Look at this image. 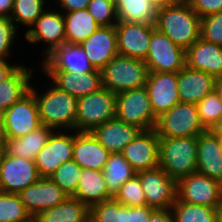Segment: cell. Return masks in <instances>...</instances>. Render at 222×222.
Returning <instances> with one entry per match:
<instances>
[{"label":"cell","mask_w":222,"mask_h":222,"mask_svg":"<svg viewBox=\"0 0 222 222\" xmlns=\"http://www.w3.org/2000/svg\"><path fill=\"white\" fill-rule=\"evenodd\" d=\"M217 79L187 65L177 72V89L180 103L197 104L216 88Z\"/></svg>","instance_id":"cell-20"},{"label":"cell","mask_w":222,"mask_h":222,"mask_svg":"<svg viewBox=\"0 0 222 222\" xmlns=\"http://www.w3.org/2000/svg\"><path fill=\"white\" fill-rule=\"evenodd\" d=\"M155 130L159 138L198 136L207 130L202 125L197 105L178 103L157 119Z\"/></svg>","instance_id":"cell-6"},{"label":"cell","mask_w":222,"mask_h":222,"mask_svg":"<svg viewBox=\"0 0 222 222\" xmlns=\"http://www.w3.org/2000/svg\"><path fill=\"white\" fill-rule=\"evenodd\" d=\"M116 118L141 130L155 129L158 118L145 86L116 94Z\"/></svg>","instance_id":"cell-7"},{"label":"cell","mask_w":222,"mask_h":222,"mask_svg":"<svg viewBox=\"0 0 222 222\" xmlns=\"http://www.w3.org/2000/svg\"><path fill=\"white\" fill-rule=\"evenodd\" d=\"M102 86L120 93L146 86L148 68L144 60L117 55L101 70Z\"/></svg>","instance_id":"cell-4"},{"label":"cell","mask_w":222,"mask_h":222,"mask_svg":"<svg viewBox=\"0 0 222 222\" xmlns=\"http://www.w3.org/2000/svg\"><path fill=\"white\" fill-rule=\"evenodd\" d=\"M20 65H10L9 61H0V83L10 76Z\"/></svg>","instance_id":"cell-48"},{"label":"cell","mask_w":222,"mask_h":222,"mask_svg":"<svg viewBox=\"0 0 222 222\" xmlns=\"http://www.w3.org/2000/svg\"><path fill=\"white\" fill-rule=\"evenodd\" d=\"M116 118V94L105 87L78 99L75 130L92 132L101 124Z\"/></svg>","instance_id":"cell-5"},{"label":"cell","mask_w":222,"mask_h":222,"mask_svg":"<svg viewBox=\"0 0 222 222\" xmlns=\"http://www.w3.org/2000/svg\"><path fill=\"white\" fill-rule=\"evenodd\" d=\"M109 194L114 198L121 186L131 179L136 172L121 153H110L103 168Z\"/></svg>","instance_id":"cell-32"},{"label":"cell","mask_w":222,"mask_h":222,"mask_svg":"<svg viewBox=\"0 0 222 222\" xmlns=\"http://www.w3.org/2000/svg\"><path fill=\"white\" fill-rule=\"evenodd\" d=\"M109 154L91 132L74 134L73 160L81 168L103 171Z\"/></svg>","instance_id":"cell-25"},{"label":"cell","mask_w":222,"mask_h":222,"mask_svg":"<svg viewBox=\"0 0 222 222\" xmlns=\"http://www.w3.org/2000/svg\"><path fill=\"white\" fill-rule=\"evenodd\" d=\"M60 90L76 99L99 90L102 86L101 71L95 69L87 73L73 74L64 70H43Z\"/></svg>","instance_id":"cell-21"},{"label":"cell","mask_w":222,"mask_h":222,"mask_svg":"<svg viewBox=\"0 0 222 222\" xmlns=\"http://www.w3.org/2000/svg\"><path fill=\"white\" fill-rule=\"evenodd\" d=\"M18 194L33 219L42 211L61 204L68 197L50 177H41Z\"/></svg>","instance_id":"cell-17"},{"label":"cell","mask_w":222,"mask_h":222,"mask_svg":"<svg viewBox=\"0 0 222 222\" xmlns=\"http://www.w3.org/2000/svg\"><path fill=\"white\" fill-rule=\"evenodd\" d=\"M200 121L206 130H212L222 116V102L216 90L197 104Z\"/></svg>","instance_id":"cell-39"},{"label":"cell","mask_w":222,"mask_h":222,"mask_svg":"<svg viewBox=\"0 0 222 222\" xmlns=\"http://www.w3.org/2000/svg\"><path fill=\"white\" fill-rule=\"evenodd\" d=\"M58 1V0H57ZM59 6L67 12L87 9L90 0H59Z\"/></svg>","instance_id":"cell-46"},{"label":"cell","mask_w":222,"mask_h":222,"mask_svg":"<svg viewBox=\"0 0 222 222\" xmlns=\"http://www.w3.org/2000/svg\"><path fill=\"white\" fill-rule=\"evenodd\" d=\"M187 2L200 18L222 12V0H187Z\"/></svg>","instance_id":"cell-44"},{"label":"cell","mask_w":222,"mask_h":222,"mask_svg":"<svg viewBox=\"0 0 222 222\" xmlns=\"http://www.w3.org/2000/svg\"><path fill=\"white\" fill-rule=\"evenodd\" d=\"M40 178L35 160L3 153L0 160V192L18 194Z\"/></svg>","instance_id":"cell-11"},{"label":"cell","mask_w":222,"mask_h":222,"mask_svg":"<svg viewBox=\"0 0 222 222\" xmlns=\"http://www.w3.org/2000/svg\"><path fill=\"white\" fill-rule=\"evenodd\" d=\"M31 27L26 30L25 39L33 44L46 42L48 44L44 51L46 57L66 43L65 20L59 11L46 9Z\"/></svg>","instance_id":"cell-15"},{"label":"cell","mask_w":222,"mask_h":222,"mask_svg":"<svg viewBox=\"0 0 222 222\" xmlns=\"http://www.w3.org/2000/svg\"><path fill=\"white\" fill-rule=\"evenodd\" d=\"M40 126L38 105L31 91L4 111V137H22Z\"/></svg>","instance_id":"cell-10"},{"label":"cell","mask_w":222,"mask_h":222,"mask_svg":"<svg viewBox=\"0 0 222 222\" xmlns=\"http://www.w3.org/2000/svg\"><path fill=\"white\" fill-rule=\"evenodd\" d=\"M114 199L128 207L147 205L140 179L136 174L121 186Z\"/></svg>","instance_id":"cell-40"},{"label":"cell","mask_w":222,"mask_h":222,"mask_svg":"<svg viewBox=\"0 0 222 222\" xmlns=\"http://www.w3.org/2000/svg\"><path fill=\"white\" fill-rule=\"evenodd\" d=\"M87 10L100 26H115L118 23L116 5L112 0H90Z\"/></svg>","instance_id":"cell-41"},{"label":"cell","mask_w":222,"mask_h":222,"mask_svg":"<svg viewBox=\"0 0 222 222\" xmlns=\"http://www.w3.org/2000/svg\"><path fill=\"white\" fill-rule=\"evenodd\" d=\"M222 200V182L198 172L177 182L176 200L218 208Z\"/></svg>","instance_id":"cell-9"},{"label":"cell","mask_w":222,"mask_h":222,"mask_svg":"<svg viewBox=\"0 0 222 222\" xmlns=\"http://www.w3.org/2000/svg\"><path fill=\"white\" fill-rule=\"evenodd\" d=\"M211 131L216 135H222V116Z\"/></svg>","instance_id":"cell-51"},{"label":"cell","mask_w":222,"mask_h":222,"mask_svg":"<svg viewBox=\"0 0 222 222\" xmlns=\"http://www.w3.org/2000/svg\"><path fill=\"white\" fill-rule=\"evenodd\" d=\"M154 208L145 206L128 207L127 206V222H148Z\"/></svg>","instance_id":"cell-45"},{"label":"cell","mask_w":222,"mask_h":222,"mask_svg":"<svg viewBox=\"0 0 222 222\" xmlns=\"http://www.w3.org/2000/svg\"><path fill=\"white\" fill-rule=\"evenodd\" d=\"M197 172L222 182V138L211 130L197 136Z\"/></svg>","instance_id":"cell-22"},{"label":"cell","mask_w":222,"mask_h":222,"mask_svg":"<svg viewBox=\"0 0 222 222\" xmlns=\"http://www.w3.org/2000/svg\"><path fill=\"white\" fill-rule=\"evenodd\" d=\"M115 28L119 55L145 60L155 25L142 22L118 21Z\"/></svg>","instance_id":"cell-14"},{"label":"cell","mask_w":222,"mask_h":222,"mask_svg":"<svg viewBox=\"0 0 222 222\" xmlns=\"http://www.w3.org/2000/svg\"><path fill=\"white\" fill-rule=\"evenodd\" d=\"M0 222H34L19 194L0 192Z\"/></svg>","instance_id":"cell-35"},{"label":"cell","mask_w":222,"mask_h":222,"mask_svg":"<svg viewBox=\"0 0 222 222\" xmlns=\"http://www.w3.org/2000/svg\"><path fill=\"white\" fill-rule=\"evenodd\" d=\"M32 69L20 65L0 83V110L6 111L30 91Z\"/></svg>","instance_id":"cell-30"},{"label":"cell","mask_w":222,"mask_h":222,"mask_svg":"<svg viewBox=\"0 0 222 222\" xmlns=\"http://www.w3.org/2000/svg\"><path fill=\"white\" fill-rule=\"evenodd\" d=\"M4 126V111L0 110V133L3 132Z\"/></svg>","instance_id":"cell-55"},{"label":"cell","mask_w":222,"mask_h":222,"mask_svg":"<svg viewBox=\"0 0 222 222\" xmlns=\"http://www.w3.org/2000/svg\"><path fill=\"white\" fill-rule=\"evenodd\" d=\"M45 0H14L13 11L10 19L15 24L31 26L45 11Z\"/></svg>","instance_id":"cell-38"},{"label":"cell","mask_w":222,"mask_h":222,"mask_svg":"<svg viewBox=\"0 0 222 222\" xmlns=\"http://www.w3.org/2000/svg\"><path fill=\"white\" fill-rule=\"evenodd\" d=\"M140 131L137 126L114 118L96 127L91 133L110 153H121Z\"/></svg>","instance_id":"cell-26"},{"label":"cell","mask_w":222,"mask_h":222,"mask_svg":"<svg viewBox=\"0 0 222 222\" xmlns=\"http://www.w3.org/2000/svg\"><path fill=\"white\" fill-rule=\"evenodd\" d=\"M215 90L218 92L220 100L222 102V79H218Z\"/></svg>","instance_id":"cell-52"},{"label":"cell","mask_w":222,"mask_h":222,"mask_svg":"<svg viewBox=\"0 0 222 222\" xmlns=\"http://www.w3.org/2000/svg\"><path fill=\"white\" fill-rule=\"evenodd\" d=\"M90 208L68 196L61 204L42 211L34 222H89Z\"/></svg>","instance_id":"cell-29"},{"label":"cell","mask_w":222,"mask_h":222,"mask_svg":"<svg viewBox=\"0 0 222 222\" xmlns=\"http://www.w3.org/2000/svg\"><path fill=\"white\" fill-rule=\"evenodd\" d=\"M159 166L176 183L197 172V136L159 138Z\"/></svg>","instance_id":"cell-3"},{"label":"cell","mask_w":222,"mask_h":222,"mask_svg":"<svg viewBox=\"0 0 222 222\" xmlns=\"http://www.w3.org/2000/svg\"><path fill=\"white\" fill-rule=\"evenodd\" d=\"M63 16L67 44L79 45L100 27L87 9L67 12Z\"/></svg>","instance_id":"cell-31"},{"label":"cell","mask_w":222,"mask_h":222,"mask_svg":"<svg viewBox=\"0 0 222 222\" xmlns=\"http://www.w3.org/2000/svg\"><path fill=\"white\" fill-rule=\"evenodd\" d=\"M139 177L147 206L171 209L176 200L177 183L160 167L140 171Z\"/></svg>","instance_id":"cell-12"},{"label":"cell","mask_w":222,"mask_h":222,"mask_svg":"<svg viewBox=\"0 0 222 222\" xmlns=\"http://www.w3.org/2000/svg\"><path fill=\"white\" fill-rule=\"evenodd\" d=\"M200 38L222 46V12L201 18Z\"/></svg>","instance_id":"cell-42"},{"label":"cell","mask_w":222,"mask_h":222,"mask_svg":"<svg viewBox=\"0 0 222 222\" xmlns=\"http://www.w3.org/2000/svg\"><path fill=\"white\" fill-rule=\"evenodd\" d=\"M82 168L72 159L61 164L50 179L56 183L68 196L76 192Z\"/></svg>","instance_id":"cell-37"},{"label":"cell","mask_w":222,"mask_h":222,"mask_svg":"<svg viewBox=\"0 0 222 222\" xmlns=\"http://www.w3.org/2000/svg\"><path fill=\"white\" fill-rule=\"evenodd\" d=\"M89 222H127V206L114 198L90 207Z\"/></svg>","instance_id":"cell-36"},{"label":"cell","mask_w":222,"mask_h":222,"mask_svg":"<svg viewBox=\"0 0 222 222\" xmlns=\"http://www.w3.org/2000/svg\"><path fill=\"white\" fill-rule=\"evenodd\" d=\"M148 222H175L171 209H155Z\"/></svg>","instance_id":"cell-47"},{"label":"cell","mask_w":222,"mask_h":222,"mask_svg":"<svg viewBox=\"0 0 222 222\" xmlns=\"http://www.w3.org/2000/svg\"><path fill=\"white\" fill-rule=\"evenodd\" d=\"M72 197L80 200L89 208L113 198L107 190L103 171L87 168H82L76 192Z\"/></svg>","instance_id":"cell-28"},{"label":"cell","mask_w":222,"mask_h":222,"mask_svg":"<svg viewBox=\"0 0 222 222\" xmlns=\"http://www.w3.org/2000/svg\"><path fill=\"white\" fill-rule=\"evenodd\" d=\"M3 153H4V136L2 133H0V160L2 158Z\"/></svg>","instance_id":"cell-54"},{"label":"cell","mask_w":222,"mask_h":222,"mask_svg":"<svg viewBox=\"0 0 222 222\" xmlns=\"http://www.w3.org/2000/svg\"><path fill=\"white\" fill-rule=\"evenodd\" d=\"M121 154L136 173L158 167L159 137L156 130H141Z\"/></svg>","instance_id":"cell-16"},{"label":"cell","mask_w":222,"mask_h":222,"mask_svg":"<svg viewBox=\"0 0 222 222\" xmlns=\"http://www.w3.org/2000/svg\"><path fill=\"white\" fill-rule=\"evenodd\" d=\"M186 51L158 29H154L144 60L149 72H178L186 65Z\"/></svg>","instance_id":"cell-8"},{"label":"cell","mask_w":222,"mask_h":222,"mask_svg":"<svg viewBox=\"0 0 222 222\" xmlns=\"http://www.w3.org/2000/svg\"><path fill=\"white\" fill-rule=\"evenodd\" d=\"M157 9L163 8L169 4L176 2L177 0H148Z\"/></svg>","instance_id":"cell-50"},{"label":"cell","mask_w":222,"mask_h":222,"mask_svg":"<svg viewBox=\"0 0 222 222\" xmlns=\"http://www.w3.org/2000/svg\"><path fill=\"white\" fill-rule=\"evenodd\" d=\"M65 132L53 131L37 154L35 164L41 177H50L61 164L73 159L74 134Z\"/></svg>","instance_id":"cell-13"},{"label":"cell","mask_w":222,"mask_h":222,"mask_svg":"<svg viewBox=\"0 0 222 222\" xmlns=\"http://www.w3.org/2000/svg\"><path fill=\"white\" fill-rule=\"evenodd\" d=\"M217 222H222V200L217 208Z\"/></svg>","instance_id":"cell-53"},{"label":"cell","mask_w":222,"mask_h":222,"mask_svg":"<svg viewBox=\"0 0 222 222\" xmlns=\"http://www.w3.org/2000/svg\"><path fill=\"white\" fill-rule=\"evenodd\" d=\"M154 25L185 51L200 38L201 18L185 0L157 9Z\"/></svg>","instance_id":"cell-1"},{"label":"cell","mask_w":222,"mask_h":222,"mask_svg":"<svg viewBox=\"0 0 222 222\" xmlns=\"http://www.w3.org/2000/svg\"><path fill=\"white\" fill-rule=\"evenodd\" d=\"M118 21L155 24L157 8L148 0H117Z\"/></svg>","instance_id":"cell-33"},{"label":"cell","mask_w":222,"mask_h":222,"mask_svg":"<svg viewBox=\"0 0 222 222\" xmlns=\"http://www.w3.org/2000/svg\"><path fill=\"white\" fill-rule=\"evenodd\" d=\"M175 222H217V209L175 201L171 207Z\"/></svg>","instance_id":"cell-34"},{"label":"cell","mask_w":222,"mask_h":222,"mask_svg":"<svg viewBox=\"0 0 222 222\" xmlns=\"http://www.w3.org/2000/svg\"><path fill=\"white\" fill-rule=\"evenodd\" d=\"M145 87L157 118L180 103L177 72H149Z\"/></svg>","instance_id":"cell-18"},{"label":"cell","mask_w":222,"mask_h":222,"mask_svg":"<svg viewBox=\"0 0 222 222\" xmlns=\"http://www.w3.org/2000/svg\"><path fill=\"white\" fill-rule=\"evenodd\" d=\"M42 70H64L73 74L95 70L78 44L65 43L42 60Z\"/></svg>","instance_id":"cell-24"},{"label":"cell","mask_w":222,"mask_h":222,"mask_svg":"<svg viewBox=\"0 0 222 222\" xmlns=\"http://www.w3.org/2000/svg\"><path fill=\"white\" fill-rule=\"evenodd\" d=\"M79 45L94 69L101 70L113 57L119 55L115 26H100Z\"/></svg>","instance_id":"cell-19"},{"label":"cell","mask_w":222,"mask_h":222,"mask_svg":"<svg viewBox=\"0 0 222 222\" xmlns=\"http://www.w3.org/2000/svg\"><path fill=\"white\" fill-rule=\"evenodd\" d=\"M18 28L10 18L0 17V61H8Z\"/></svg>","instance_id":"cell-43"},{"label":"cell","mask_w":222,"mask_h":222,"mask_svg":"<svg viewBox=\"0 0 222 222\" xmlns=\"http://www.w3.org/2000/svg\"><path fill=\"white\" fill-rule=\"evenodd\" d=\"M14 6V0H0V17L10 18Z\"/></svg>","instance_id":"cell-49"},{"label":"cell","mask_w":222,"mask_h":222,"mask_svg":"<svg viewBox=\"0 0 222 222\" xmlns=\"http://www.w3.org/2000/svg\"><path fill=\"white\" fill-rule=\"evenodd\" d=\"M46 90L42 95L38 94L33 86L30 87L38 105L42 125L54 131L57 128V130L74 131L78 99L60 90L54 84Z\"/></svg>","instance_id":"cell-2"},{"label":"cell","mask_w":222,"mask_h":222,"mask_svg":"<svg viewBox=\"0 0 222 222\" xmlns=\"http://www.w3.org/2000/svg\"><path fill=\"white\" fill-rule=\"evenodd\" d=\"M186 65L222 79V46L202 38L195 41L185 55Z\"/></svg>","instance_id":"cell-23"},{"label":"cell","mask_w":222,"mask_h":222,"mask_svg":"<svg viewBox=\"0 0 222 222\" xmlns=\"http://www.w3.org/2000/svg\"><path fill=\"white\" fill-rule=\"evenodd\" d=\"M53 131L50 127L42 125L22 137H4V153L10 157L35 160Z\"/></svg>","instance_id":"cell-27"}]
</instances>
